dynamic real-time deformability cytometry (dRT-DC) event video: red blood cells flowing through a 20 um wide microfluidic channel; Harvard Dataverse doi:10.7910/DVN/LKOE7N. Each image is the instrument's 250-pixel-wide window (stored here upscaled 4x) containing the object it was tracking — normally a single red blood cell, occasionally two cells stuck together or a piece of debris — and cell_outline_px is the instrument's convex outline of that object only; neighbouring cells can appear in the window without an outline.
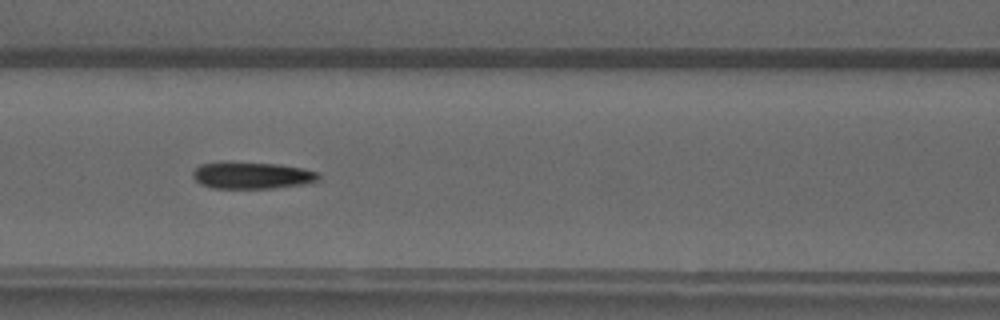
{"species": "common noctule bat (a hibernating species)", "species_latin": "Nyctalus noctula", "temperature_condition": "warm", "stored_images_in_passage": 38, "camera_frame_rate_fps": 3000, "um_per_image_px": 0.085, "animal": {"sex": "male", "forearm_length_mm": 52.5}, "frame": {"image": 1, "passage_image": 10, "time_ms": 3.0, "image_size_px": [1000, 320], "cell_outline_px": [[320, 180], [308, 184], [272, 188], [212, 188], [200, 184], [192, 176], [192, 172], [200, 164], [280, 164], [304, 168], [320, 172]], "centroid_in_image_um": [21.52, 14.94], "position_along_channel_um": 145.1, "area_um2": 19.25}}
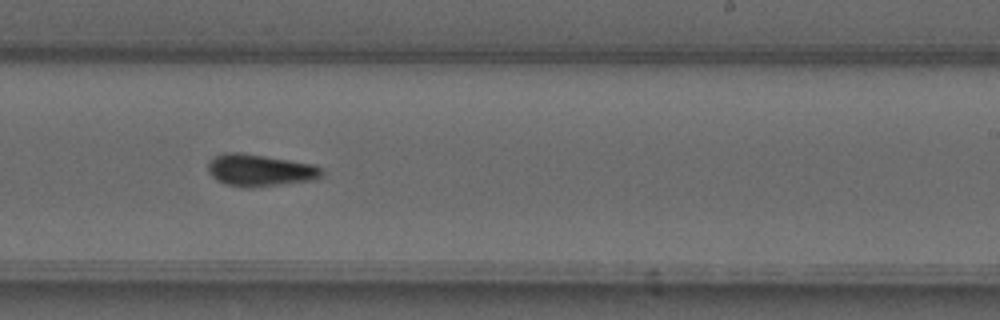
{"frame": {"image": 2, "passage_image": 19, "time_ms": 6.0, "image_size_px": [1000, 320], "cell_outline_px": [[324, 172], [316, 180], [252, 188], [244, 188], [224, 184], [212, 176], [208, 172], [208, 160], [224, 152], [240, 152], [316, 164], [324, 168]], "centroid_in_image_um": [22.12, 14.48], "position_along_channel_um": 266.9, "area_um2": 21.68}}
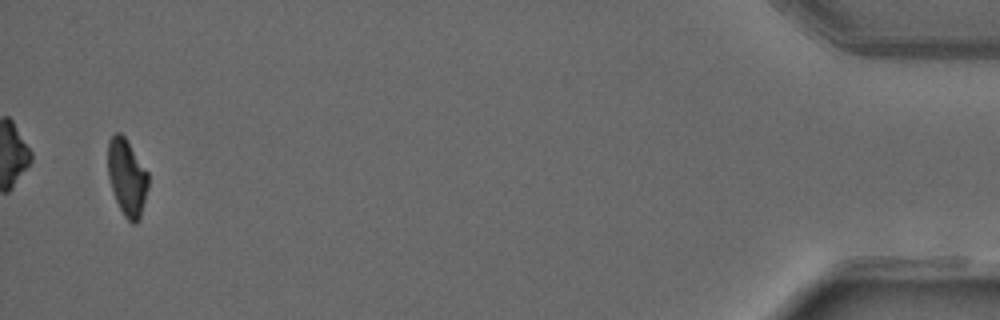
{"frame": {"image": 3, "passage_image": 37, "time_ms": 12.0, "image_size_px": [1000, 320], "cell_outline_px": [[148, 188], [140, 216], [136, 224], [132, 224], [124, 216], [116, 200], [108, 176], [108, 140], [116, 132], [120, 132], [124, 136], [148, 172]], "centroid_in_image_um": [10.79, 15.07], "position_along_channel_um": 424.4, "area_um2": 17.86}, "authors_computed_cell_mechanics": {"area_um2": 19.9988, "velocity_mm_per_s": 4.0851, "shape_relaxation_time_tau1_ms": 7.6405, "shape_relaxation_time_tau2_ms": 4.0865, "deformation_change_tau1": 0.2531, "deformation_change_tau2": 0.1127}}